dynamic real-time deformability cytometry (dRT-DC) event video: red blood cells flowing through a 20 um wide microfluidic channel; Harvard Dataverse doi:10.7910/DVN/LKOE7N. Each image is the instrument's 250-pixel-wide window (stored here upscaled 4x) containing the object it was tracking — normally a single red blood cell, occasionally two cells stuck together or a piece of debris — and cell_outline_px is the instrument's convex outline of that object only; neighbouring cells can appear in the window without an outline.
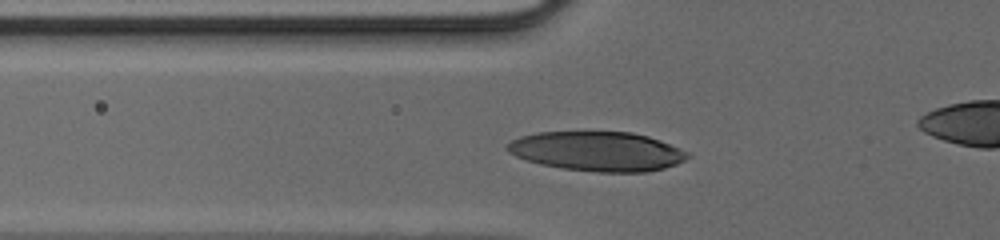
{"species": "human", "species_latin": "Homo sapiens", "temperature_condition": "cold", "stored_images_in_passage": 31, "camera_frame_rate_fps": 3000, "um_per_image_px": 0.085, "donor": {"sex": "male"}, "frame": {"image": 1, "passage_image": 7, "time_ms": 2.0, "image_size_px": [1000, 240], "cell_outline_px": [[692, 156], [676, 164], [664, 168], [648, 172], [596, 172], [560, 168], [540, 164], [524, 160], [508, 152], [504, 148], [512, 140], [520, 136], [536, 132], [632, 132], [648, 136], [660, 140], [680, 148], [688, 152]], "centroid_in_image_um": [50.76, 12.86], "position_along_channel_um": 75.0, "area_um2": 41.73}}
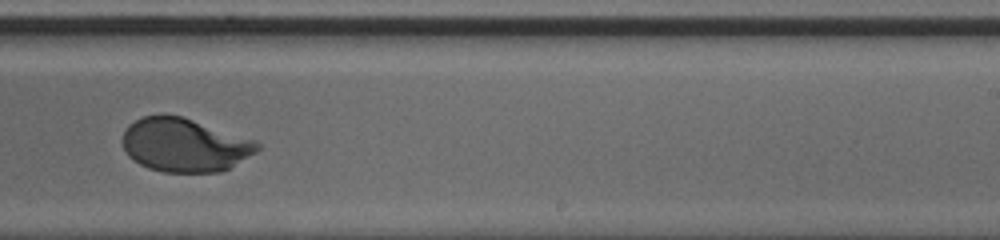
{"frame": {"image": 2, "passage_image": 21, "time_ms": 6.667, "image_size_px": [1000, 240], "cell_outline_px": [[260, 148], [256, 152], [228, 168], [220, 172], [164, 172], [148, 168], [140, 164], [128, 156], [120, 140], [128, 124], [144, 116], [160, 112], [164, 112], [184, 116], [256, 140], [260, 144]], "centroid_in_image_um": [15.66, 12.29], "position_along_channel_um": 273.3, "area_um2": 42.71}}
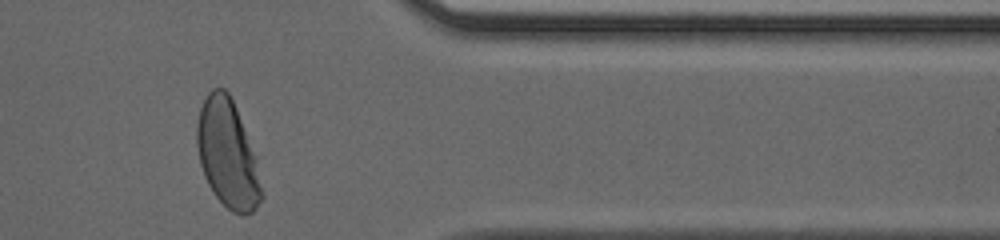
{"frame": {"image": 3, "passage_image": 30, "time_ms": 9.667, "image_size_px": [1000, 240], "cell_outline_px": [[264, 196], [256, 208], [252, 212], [244, 216], [240, 216], [232, 212], [216, 196], [208, 184], [204, 176], [200, 164], [196, 144], [196, 124], [200, 108], [208, 92], [212, 88], [224, 88], [228, 92], [236, 108], [256, 156], [264, 192]], "centroid_in_image_um": [19.36, 13.11], "position_along_channel_um": 392.0, "area_um2": 40.98}}